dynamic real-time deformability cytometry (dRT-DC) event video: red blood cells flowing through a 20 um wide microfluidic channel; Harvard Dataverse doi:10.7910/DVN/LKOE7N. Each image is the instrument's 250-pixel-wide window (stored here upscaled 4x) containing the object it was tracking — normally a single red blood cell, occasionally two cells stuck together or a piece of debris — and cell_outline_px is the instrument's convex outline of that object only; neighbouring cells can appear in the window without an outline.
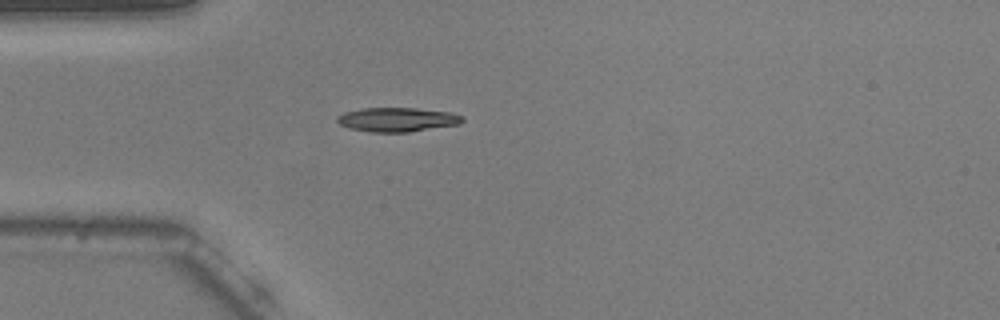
{"species": "common noctule bat (a hibernating species)", "species_latin": "Nyctalus noctula", "temperature_condition": "warm", "stored_images_in_passage": 40, "camera_frame_rate_fps": 3000, "um_per_image_px": 0.085, "animal": {"sex": "male", "body_mass_g": 20.5, "forearm_length_mm": 52.5}, "frame": {"image": 1, "passage_image": 1, "time_ms": 0.0, "image_size_px": [1000, 320], "cell_outline_px": [[464, 120], [460, 124], [408, 132], [372, 132], [348, 128], [340, 124], [336, 120], [336, 116], [344, 112], [360, 108], [416, 108], [452, 112], [464, 116]], "centroid_in_image_um": [33.77, 10.16], "position_along_channel_um": 51.2, "area_um2": 17.8}}
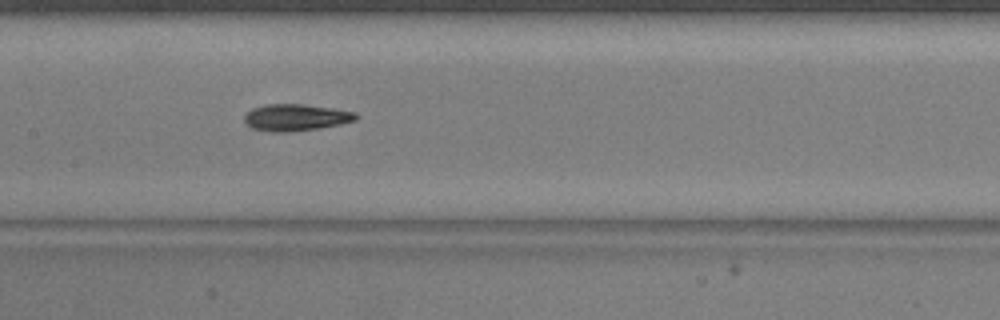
{"frame": {"image": 2, "passage_image": 12, "time_ms": 3.667, "image_size_px": [1000, 320], "cell_outline_px": [[360, 116], [356, 120], [340, 124], [320, 128], [288, 132], [272, 132], [252, 128], [244, 120], [244, 116], [252, 108], [264, 104], [304, 104], [332, 108], [356, 112]], "centroid_in_image_um": [25.16, 9.98], "position_along_channel_um": 182.2, "area_um2": 17.46}}
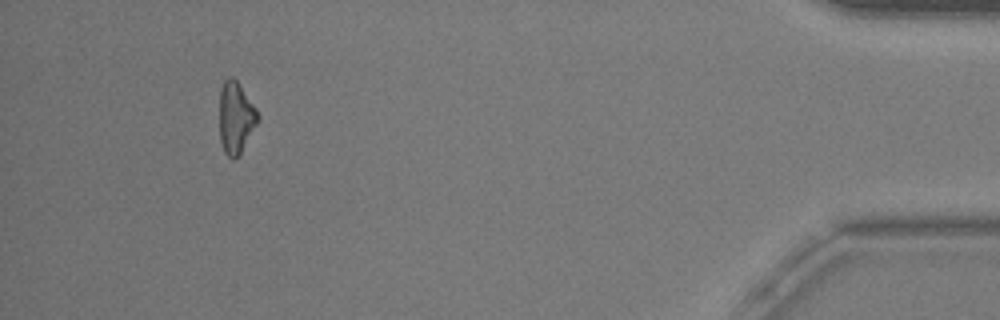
{"frame": {"image": 3, "passage_image": 36, "time_ms": 11.667, "image_size_px": [1000, 320], "cell_outline_px": [[260, 120], [240, 152], [232, 160], [224, 152], [220, 140], [220, 92], [224, 80], [228, 76], [232, 76], [236, 80], [256, 108], [260, 116]], "centroid_in_image_um": [20.05, 9.98], "position_along_channel_um": 415.2, "area_um2": 15.9}, "authors_computed_cell_mechanics": {"area_um2": 16.5019, "velocity_mm_per_s": 3.7734, "shape_relaxation_time_tau1_ms": 2.9572, "shape_relaxation_time_tau2_ms": 3.6696, "deformation_change_tau1": 0.123, "deformation_change_tau2": 0.118}}